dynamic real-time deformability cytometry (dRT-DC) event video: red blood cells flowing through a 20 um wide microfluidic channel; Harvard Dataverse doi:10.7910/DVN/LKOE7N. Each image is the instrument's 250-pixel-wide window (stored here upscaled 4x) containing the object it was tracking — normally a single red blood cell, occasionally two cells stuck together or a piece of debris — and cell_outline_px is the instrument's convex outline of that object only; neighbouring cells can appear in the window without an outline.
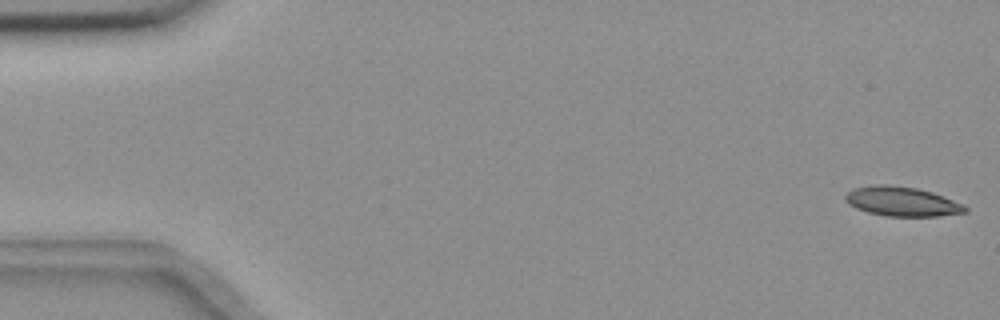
{"species": "common noctule bat (a hibernating species)", "species_latin": "Nyctalus noctula", "temperature_condition": "room temperature", "stored_images_in_passage": 5, "camera_frame_rate_fps": 3000, "um_per_image_px": 0.085, "animal": {"sex": "female", "body_mass_g": 18.4}, "frame": {"image": 1, "passage_image": 1, "time_ms": 0.0, "image_size_px": [1000, 320], "cell_outline_px": [[968, 212], [940, 216], [884, 216], [868, 212], [856, 208], [848, 204], [844, 200], [844, 196], [852, 188], [876, 184], [884, 184], [916, 188], [932, 192], [964, 204], [968, 208]], "centroid_in_image_um": [76.66, 17.13], "position_along_channel_um": 8.3, "area_um2": 20.69}}